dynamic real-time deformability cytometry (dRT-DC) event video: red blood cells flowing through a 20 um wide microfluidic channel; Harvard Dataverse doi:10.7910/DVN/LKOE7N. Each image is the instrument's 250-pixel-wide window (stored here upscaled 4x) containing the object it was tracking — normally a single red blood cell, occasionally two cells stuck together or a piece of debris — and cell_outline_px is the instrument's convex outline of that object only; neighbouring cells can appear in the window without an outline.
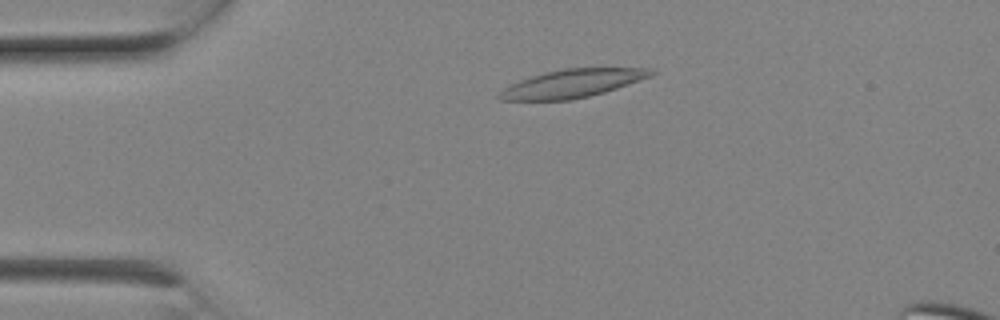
{"species": "Egyptian fruit bat (a non-hibernating species)", "species_latin": "Rousettus aegyptiacus", "temperature_condition": "room temperature", "stored_images_in_passage": 8, "camera_frame_rate_fps": 3000, "um_per_image_px": 0.085, "animal": {"sex": "female"}, "frame": {"image": 1, "passage_image": 4, "time_ms": 1.0, "image_size_px": [1000, 320], "cell_outline_px": [[656, 72], [652, 76], [604, 92], [572, 100], [500, 100], [496, 96], [504, 88], [520, 80], [544, 72], [564, 68], [652, 68]], "centroid_in_image_um": [48.65, 7.09], "position_along_channel_um": 36.3, "area_um2": 24.74}}
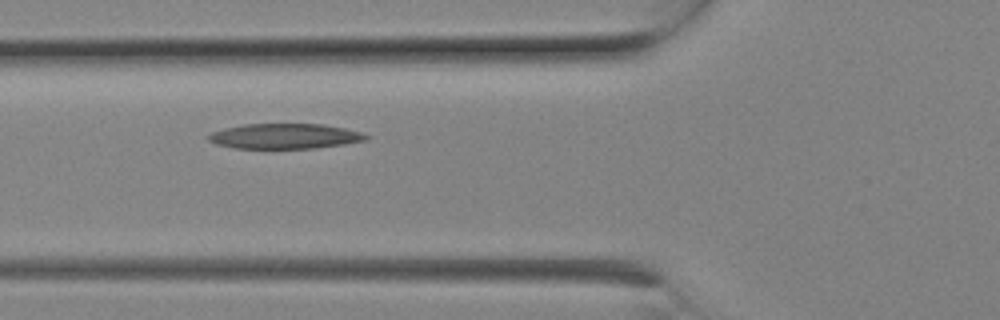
{"frame": {"image": 2, "passage_image": 7, "time_ms": 2.0, "image_size_px": [1000, 320], "cell_outline_px": [[368, 140], [344, 144], [316, 148], [232, 148], [216, 144], [208, 140], [208, 136], [212, 132], [224, 128], [244, 124], [324, 124], [344, 128], [360, 132], [368, 136]], "centroid_in_image_um": [24.2, 11.57], "position_along_channel_um": 101.6, "area_um2": 23.06}}
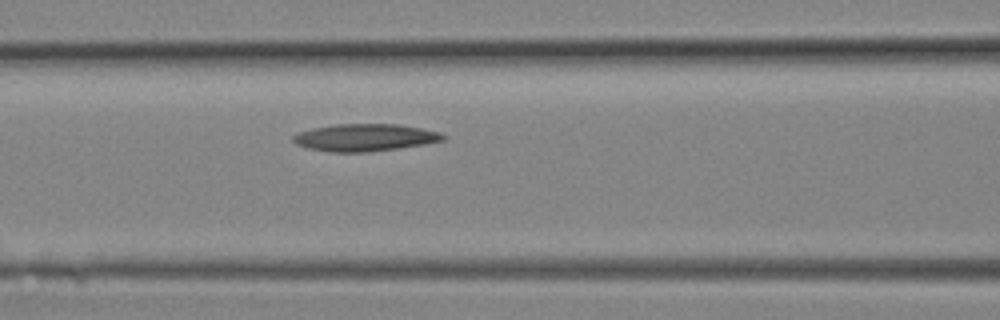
{"frame": {"image": 3, "passage_image": 8, "time_ms": 2.333, "image_size_px": [1000, 320], "cell_outline_px": [[448, 140], [424, 144], [368, 152], [332, 152], [308, 148], [296, 144], [292, 140], [292, 136], [300, 132], [312, 128], [336, 124], [400, 124], [440, 132], [448, 136]], "centroid_in_image_um": [31.05, 11.68], "position_along_channel_um": 135.5, "area_um2": 23.87}}